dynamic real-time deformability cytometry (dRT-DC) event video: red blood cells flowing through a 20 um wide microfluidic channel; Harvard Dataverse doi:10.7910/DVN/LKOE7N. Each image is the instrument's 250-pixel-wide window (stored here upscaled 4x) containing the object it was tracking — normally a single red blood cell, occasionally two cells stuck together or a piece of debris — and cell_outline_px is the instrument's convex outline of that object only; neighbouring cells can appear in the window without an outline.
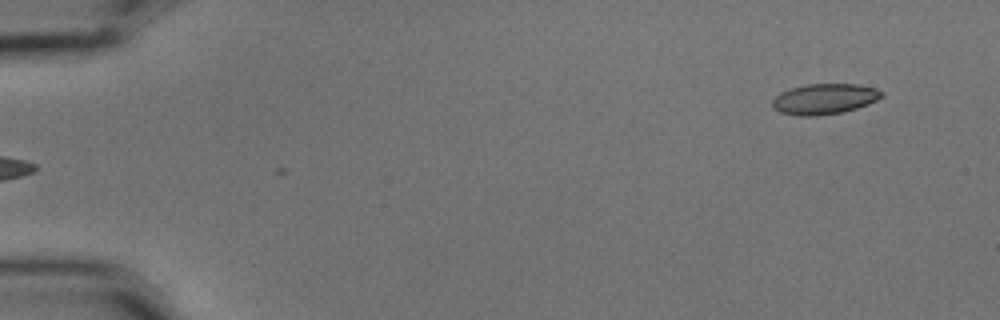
{"species": "common noctule bat (a hibernating species)", "species_latin": "Nyctalus noctula", "temperature_condition": "cold", "stored_images_in_passage": 6, "camera_frame_rate_fps": 3000, "um_per_image_px": 0.085, "animal": {"sex": "male", "body_mass_g": 15.6}, "frame": {"image": 1, "passage_image": 6, "time_ms": 1.667, "image_size_px": [1000, 320], "cell_outline_px": [[884, 96], [868, 104], [856, 108], [840, 112], [816, 116], [800, 116], [780, 112], [772, 104], [772, 100], [780, 92], [792, 88], [808, 84], [856, 84], [876, 88], [884, 92]], "centroid_in_image_um": [70.1, 8.4], "position_along_channel_um": 14.9, "area_um2": 19.31}}